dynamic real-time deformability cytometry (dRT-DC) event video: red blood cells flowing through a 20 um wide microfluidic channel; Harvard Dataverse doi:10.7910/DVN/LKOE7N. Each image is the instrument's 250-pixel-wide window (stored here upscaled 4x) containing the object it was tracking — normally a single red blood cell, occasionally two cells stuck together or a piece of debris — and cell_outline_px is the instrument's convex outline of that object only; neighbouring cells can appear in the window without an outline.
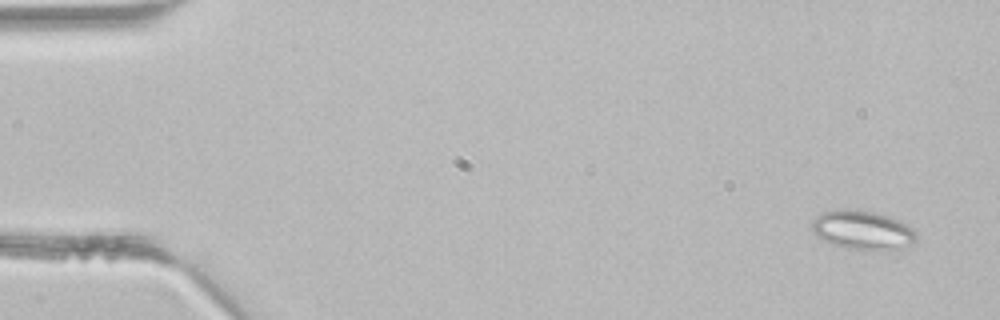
{"species": "common noctule bat (a hibernating species)", "species_latin": "Nyctalus noctula", "temperature_condition": "room temperature", "stored_images_in_passage": 3, "camera_frame_rate_fps": 3000, "um_per_image_px": 0.085, "animal": {"sex": "male", "body_mass_g": 21.5, "forearm_length_mm": 52.0}, "frame": {"image": 1, "passage_image": 3, "time_ms": 0.667, "image_size_px": [1000, 320], "cell_outline_px": [[916, 240], [908, 248], [892, 252], [844, 248], [820, 240], [816, 236], [812, 228], [812, 220], [820, 212], [836, 208], [856, 208], [876, 212], [900, 220], [908, 224], [916, 232]], "centroid_in_image_um": [73.34, 19.57], "position_along_channel_um": 11.7, "area_um2": 24.97}}